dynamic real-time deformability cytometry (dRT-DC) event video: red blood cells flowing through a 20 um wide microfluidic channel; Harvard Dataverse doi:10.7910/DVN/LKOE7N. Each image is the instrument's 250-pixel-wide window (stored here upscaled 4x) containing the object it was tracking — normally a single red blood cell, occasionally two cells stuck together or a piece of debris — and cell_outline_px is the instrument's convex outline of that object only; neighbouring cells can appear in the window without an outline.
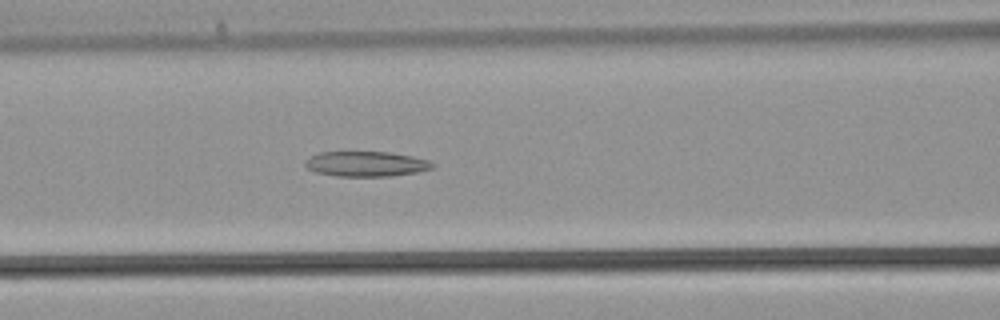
{"species": "common noctule bat (a hibernating species)", "species_latin": "Nyctalus noctula", "temperature_condition": "warm", "stored_images_in_passage": 39, "camera_frame_rate_fps": 3000, "um_per_image_px": 0.085, "animal": {"sex": "male", "body_mass_g": 21.5, "forearm_length_mm": 52.0}, "frame": {"image": 1, "passage_image": 15, "time_ms": 4.667, "image_size_px": [1000, 320], "cell_outline_px": [[436, 164], [432, 168], [416, 172], [392, 176], [336, 176], [316, 172], [308, 168], [304, 164], [304, 160], [320, 152], [392, 152], [412, 156], [428, 160]], "centroid_in_image_um": [31.13, 13.93], "position_along_channel_um": 135.5, "area_um2": 18.61}}
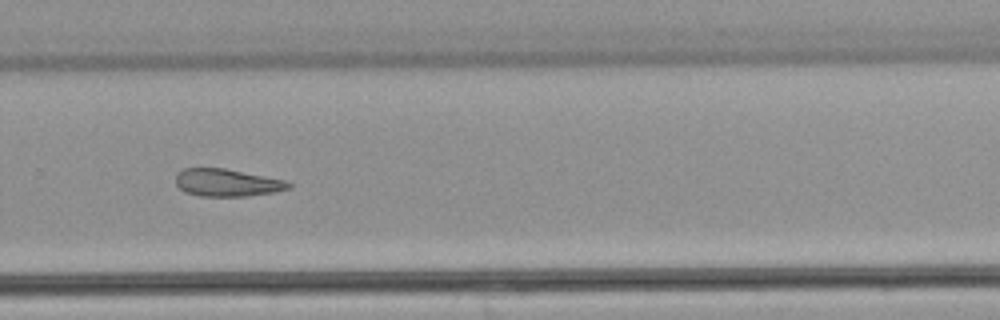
{"frame": {"image": 2, "passage_image": 25, "time_ms": 8.0, "image_size_px": [1000, 320], "cell_outline_px": [[292, 188], [276, 192], [248, 196], [200, 196], [184, 192], [176, 184], [176, 172], [184, 168], [224, 168], [284, 180], [292, 184]], "centroid_in_image_um": [19.29, 15.53], "position_along_channel_um": 310.5, "area_um2": 18.15}}
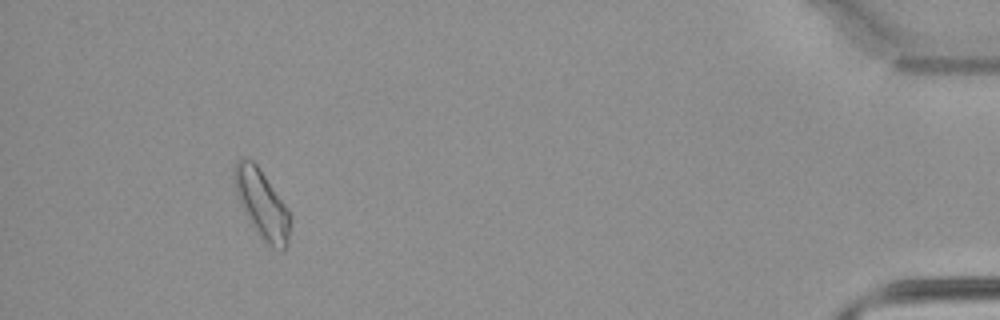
{"frame": {"image": 3, "passage_image": 35, "time_ms": 11.333, "image_size_px": [1000, 320], "cell_outline_px": [[288, 244], [284, 248], [272, 248], [256, 232], [244, 212], [236, 196], [232, 176], [232, 172], [236, 160], [244, 156], [252, 160], [256, 164], [288, 208]], "centroid_in_image_um": [22.18, 17.27], "position_along_channel_um": 413.0, "area_um2": 22.02}}